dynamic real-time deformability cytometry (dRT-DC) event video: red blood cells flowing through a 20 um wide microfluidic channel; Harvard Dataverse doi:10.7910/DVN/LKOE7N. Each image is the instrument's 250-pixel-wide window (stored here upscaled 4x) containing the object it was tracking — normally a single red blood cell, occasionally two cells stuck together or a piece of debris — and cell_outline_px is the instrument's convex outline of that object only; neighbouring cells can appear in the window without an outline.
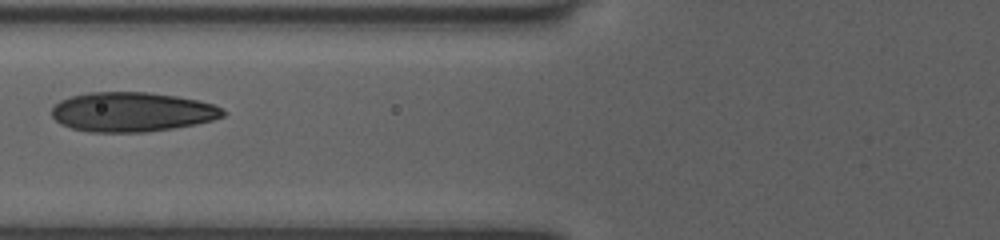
{"species": "human", "species_latin": "Homo sapiens", "temperature_condition": "room temperature", "stored_images_in_passage": 8, "camera_frame_rate_fps": 3000, "um_per_image_px": 0.085, "donor": {"sex": "female"}, "frame": {"image": 1, "passage_image": 4, "time_ms": 3.333, "image_size_px": [1000, 240], "cell_outline_px": [[224, 116], [212, 120], [196, 124], [172, 128], [144, 132], [88, 132], [72, 128], [60, 124], [52, 116], [52, 108], [60, 100], [72, 96], [88, 92], [148, 92], [176, 96], [196, 100], [212, 104], [224, 108]], "centroid_in_image_um": [11.2, 9.51], "position_along_channel_um": 114.6, "area_um2": 39.36}}
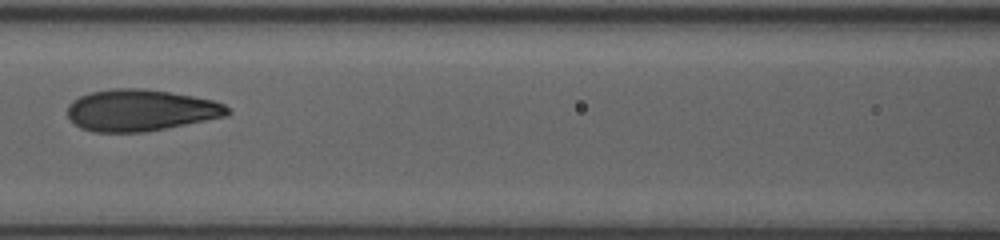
{"frame": {"image": 2, "passage_image": 5, "time_ms": 4.333, "image_size_px": [1000, 240], "cell_outline_px": [[232, 112], [228, 116], [144, 132], [92, 132], [80, 128], [68, 116], [68, 104], [72, 100], [80, 96], [92, 92], [112, 88], [144, 88], [192, 96], [212, 100], [224, 104]], "centroid_in_image_um": [11.94, 9.37], "position_along_channel_um": 154.7, "area_um2": 38.73}}
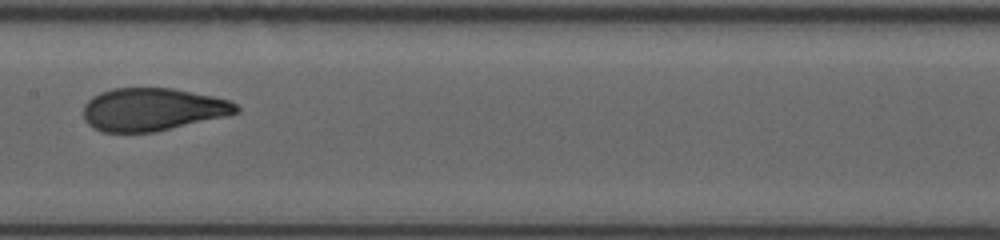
{"frame": {"image": 3, "passage_image": 7, "time_ms": 5.333, "image_size_px": [1000, 240], "cell_outline_px": [[240, 112], [224, 116], [156, 132], [104, 132], [92, 128], [84, 120], [84, 104], [92, 96], [100, 92], [112, 88], [172, 88], [212, 96], [228, 100], [236, 104], [240, 108]], "centroid_in_image_um": [12.93, 9.3], "position_along_channel_um": 194.5, "area_um2": 38.09}}